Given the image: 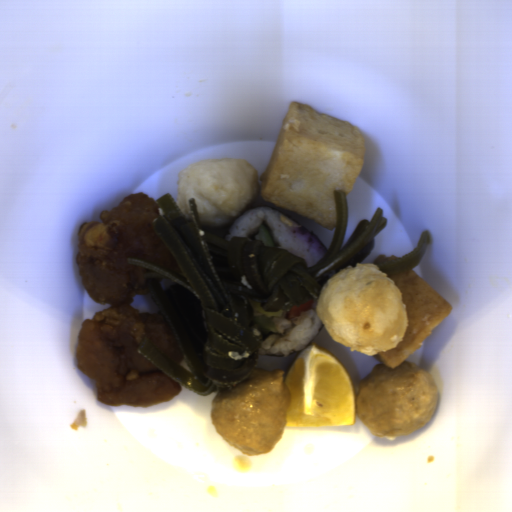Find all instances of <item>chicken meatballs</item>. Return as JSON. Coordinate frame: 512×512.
<instances>
[{
	"instance_id": "chicken-meatballs-1",
	"label": "chicken meatballs",
	"mask_w": 512,
	"mask_h": 512,
	"mask_svg": "<svg viewBox=\"0 0 512 512\" xmlns=\"http://www.w3.org/2000/svg\"><path fill=\"white\" fill-rule=\"evenodd\" d=\"M291 390L283 369L255 367L246 380L216 391L210 419L217 434L248 456L270 453L285 428Z\"/></svg>"
},
{
	"instance_id": "chicken-meatballs-2",
	"label": "chicken meatballs",
	"mask_w": 512,
	"mask_h": 512,
	"mask_svg": "<svg viewBox=\"0 0 512 512\" xmlns=\"http://www.w3.org/2000/svg\"><path fill=\"white\" fill-rule=\"evenodd\" d=\"M439 405L434 378L404 361L392 369L378 363L355 388L356 417L373 435L405 437L421 429Z\"/></svg>"
}]
</instances>
